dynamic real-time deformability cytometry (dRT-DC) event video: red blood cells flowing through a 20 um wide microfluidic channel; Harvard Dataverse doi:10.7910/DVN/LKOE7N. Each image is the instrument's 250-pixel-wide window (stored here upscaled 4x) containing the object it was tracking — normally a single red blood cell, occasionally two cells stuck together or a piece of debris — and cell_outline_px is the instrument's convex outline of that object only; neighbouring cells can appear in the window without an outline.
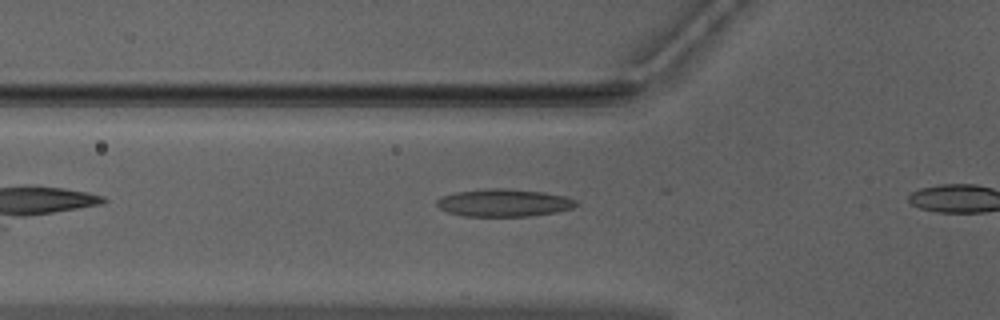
{"species": "Egyptian fruit bat (a non-hibernating species)", "species_latin": "Rousettus aegyptiacus", "temperature_condition": "warm", "stored_images_in_passage": 8, "camera_frame_rate_fps": 3000, "um_per_image_px": 0.085, "animal": {"sex": "male"}, "frame": {"image": 1, "passage_image": 4, "time_ms": 1.0, "image_size_px": [1000, 320], "cell_outline_px": [[580, 204], [572, 208], [556, 212], [528, 216], [464, 216], [448, 212], [440, 208], [436, 204], [436, 200], [444, 196], [456, 192], [488, 188], [504, 188], [540, 192], [564, 196], [576, 200]], "centroid_in_image_um": [42.83, 17.24], "position_along_channel_um": 83.0, "area_um2": 22.2}}
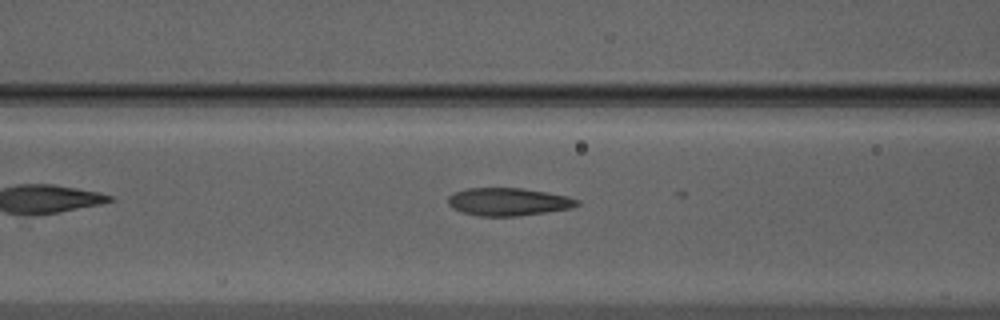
{"frame": {"image": 2, "passage_image": 7, "time_ms": 2.0, "image_size_px": [1000, 320], "cell_outline_px": [[580, 204], [572, 208], [520, 216], [480, 216], [464, 212], [452, 208], [448, 204], [448, 196], [452, 192], [468, 188], [524, 188], [568, 196], [580, 200]], "centroid_in_image_um": [43.22, 17.14], "position_along_channel_um": 123.4, "area_um2": 21.04}}